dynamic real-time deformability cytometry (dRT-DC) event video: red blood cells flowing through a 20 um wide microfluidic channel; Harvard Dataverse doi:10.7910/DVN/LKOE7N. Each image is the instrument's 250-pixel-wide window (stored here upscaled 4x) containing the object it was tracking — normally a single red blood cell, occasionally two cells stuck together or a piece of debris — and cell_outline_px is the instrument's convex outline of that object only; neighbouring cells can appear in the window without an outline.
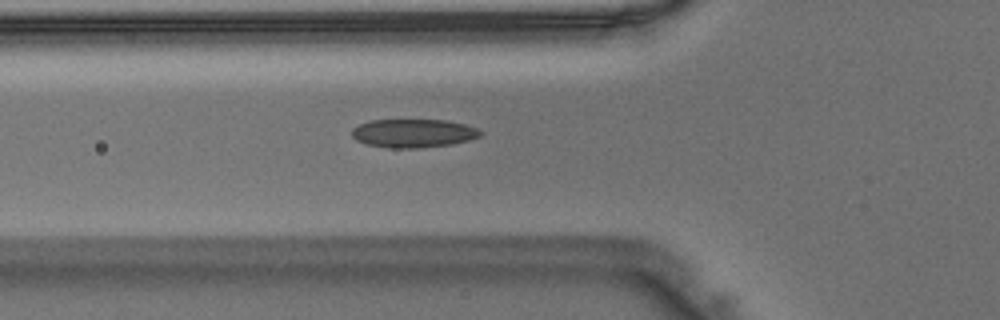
{"species": "Egyptian fruit bat (a non-hibernating species)", "species_latin": "Rousettus aegyptiacus", "temperature_condition": "warm", "stored_images_in_passage": 32, "camera_frame_rate_fps": 3000, "um_per_image_px": 0.085, "animal": {"sex": "male"}, "frame": {"image": 1, "passage_image": 6, "time_ms": 1.667, "image_size_px": [1000, 320], "cell_outline_px": [[484, 132], [480, 136], [468, 140], [452, 144], [420, 148], [388, 148], [364, 144], [356, 140], [352, 136], [352, 128], [368, 120], [448, 120], [464, 124], [476, 128]], "centroid_in_image_um": [35.11, 11.33], "position_along_channel_um": 90.7, "area_um2": 21.5}}
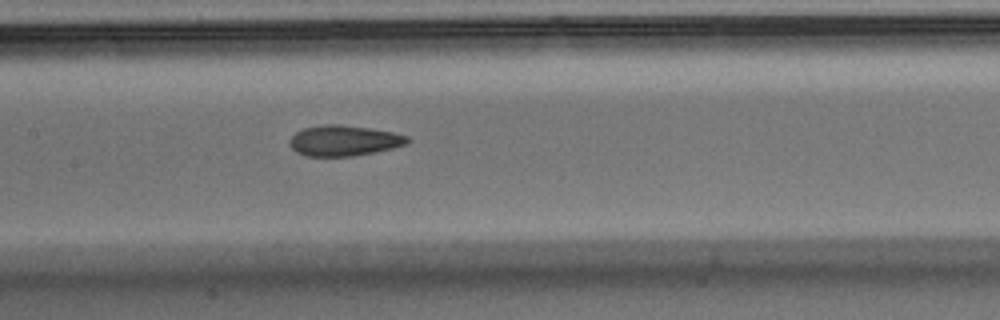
{"frame": {"image": 2, "passage_image": 12, "time_ms": 3.667, "image_size_px": [1000, 320], "cell_outline_px": [[412, 140], [408, 144], [376, 152], [352, 156], [304, 156], [296, 152], [288, 144], [288, 140], [296, 132], [304, 128], [320, 124], [340, 124], [368, 128], [392, 132], [408, 136]], "centroid_in_image_um": [29.22, 11.95], "position_along_channel_um": 178.2, "area_um2": 21.21}}
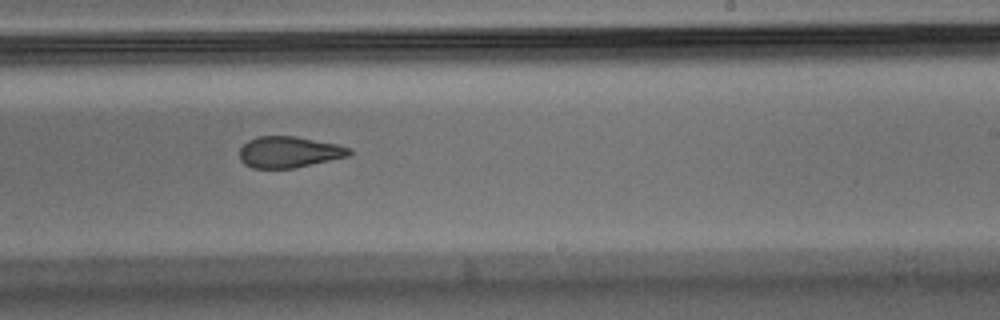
{"frame": {"image": 3, "passage_image": 18, "time_ms": 5.667, "image_size_px": [1000, 320], "cell_outline_px": [[352, 152], [348, 156], [292, 168], [252, 168], [244, 164], [240, 160], [240, 148], [248, 140], [256, 136], [296, 136], [340, 144], [352, 148]], "centroid_in_image_um": [24.57, 12.91], "position_along_channel_um": 264.4, "area_um2": 20.06}}